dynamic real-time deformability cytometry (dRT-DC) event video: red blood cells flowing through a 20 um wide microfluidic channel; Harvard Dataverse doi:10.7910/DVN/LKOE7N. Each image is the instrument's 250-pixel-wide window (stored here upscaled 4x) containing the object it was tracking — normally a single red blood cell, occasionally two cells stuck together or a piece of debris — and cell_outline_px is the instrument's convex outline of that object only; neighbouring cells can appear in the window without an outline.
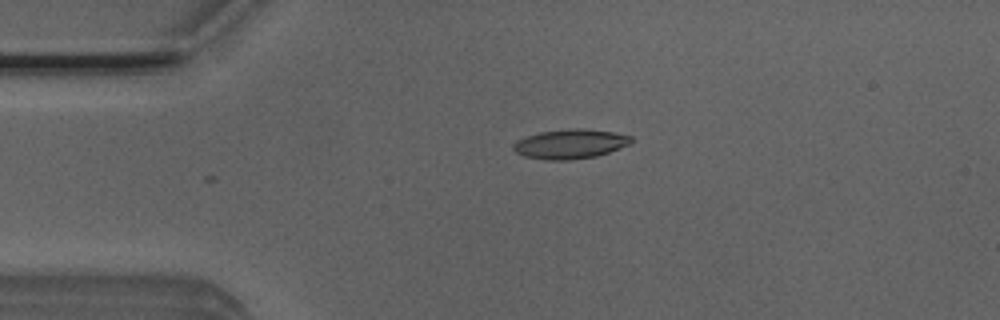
{"species": "Egyptian fruit bat (a non-hibernating species)", "species_latin": "Rousettus aegyptiacus", "temperature_condition": "room temperature", "stored_images_in_passage": 4, "camera_frame_rate_fps": 3000, "um_per_image_px": 0.085, "animal": {"sex": "male"}, "frame": {"image": 1, "passage_image": 1, "time_ms": 0.0, "image_size_px": [1000, 320], "cell_outline_px": [[632, 140], [628, 144], [620, 148], [596, 156], [568, 160], [544, 160], [524, 156], [516, 152], [512, 148], [512, 144], [516, 140], [540, 132], [568, 128], [584, 128], [612, 132], [632, 136]], "centroid_in_image_um": [48.43, 12.23], "position_along_channel_um": 36.6, "area_um2": 20.23}}